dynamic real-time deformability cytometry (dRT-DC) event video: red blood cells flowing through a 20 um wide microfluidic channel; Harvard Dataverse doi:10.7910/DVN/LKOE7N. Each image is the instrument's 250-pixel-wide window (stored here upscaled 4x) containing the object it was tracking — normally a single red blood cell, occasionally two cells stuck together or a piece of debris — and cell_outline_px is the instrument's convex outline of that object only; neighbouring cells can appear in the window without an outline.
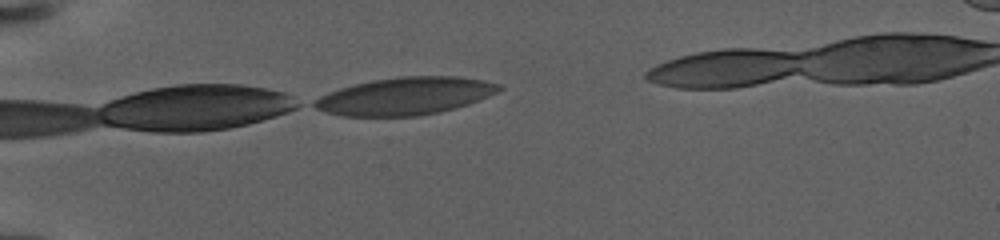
{"species": "human", "species_latin": "Homo sapiens", "temperature_condition": "warm", "stored_images_in_passage": 10, "camera_frame_rate_fps": 3000, "um_per_image_px": 0.085, "donor": {"sex": "female"}, "frame": {"image": 1, "passage_image": 1, "time_ms": 0.0, "image_size_px": [1000, 240], "cell_outline_px": [[504, 88], [488, 96], [468, 104], [440, 112], [416, 116], [344, 116], [328, 112], [316, 108], [308, 104], [320, 96], [328, 92], [340, 88], [372, 80], [404, 76], [460, 76], [484, 80], [500, 84]], "centroid_in_image_um": [34.44, 8.16], "position_along_channel_um": 50.6, "area_um2": 40.29}}